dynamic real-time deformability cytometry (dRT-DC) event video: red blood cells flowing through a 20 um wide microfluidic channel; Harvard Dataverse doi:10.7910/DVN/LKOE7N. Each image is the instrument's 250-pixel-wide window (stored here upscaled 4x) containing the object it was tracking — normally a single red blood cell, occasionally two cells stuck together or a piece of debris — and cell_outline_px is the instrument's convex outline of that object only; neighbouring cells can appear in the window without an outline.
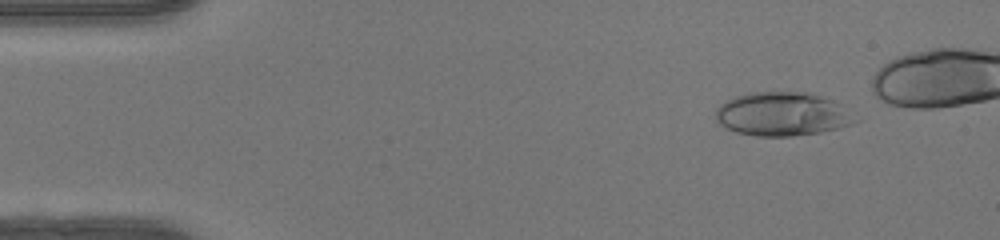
{"species": "human", "species_latin": "Homo sapiens", "temperature_condition": "warm", "stored_images_in_passage": 43, "camera_frame_rate_fps": 3000, "um_per_image_px": 0.085, "donor": {"sex": "female"}, "frame": {"image": 1, "passage_image": 5, "time_ms": 1.333, "image_size_px": [1000, 240], "cell_outline_px": [[856, 120], [852, 124], [820, 132], [792, 136], [756, 136], [736, 132], [720, 124], [716, 120], [716, 108], [724, 100], [748, 92], [808, 92], [832, 100], [840, 104]], "centroid_in_image_um": [66.43, 9.69], "position_along_channel_um": 18.6, "area_um2": 35.26}}
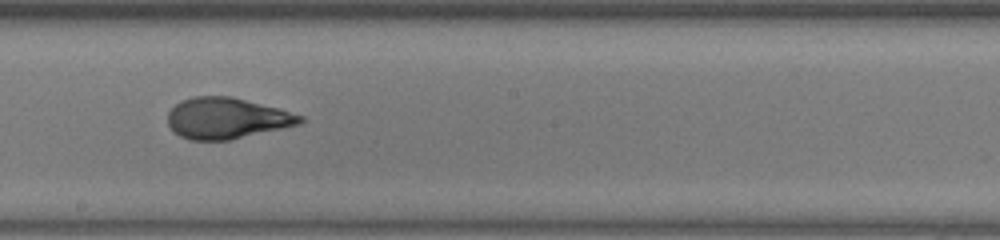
{"frame": {"image": 2, "passage_image": 27, "time_ms": 8.667, "image_size_px": [1000, 240], "cell_outline_px": [[304, 120], [300, 124], [228, 140], [188, 140], [172, 132], [168, 124], [168, 112], [180, 100], [192, 96], [232, 96], [280, 108], [304, 116]], "centroid_in_image_um": [19.25, 10.04], "position_along_channel_um": 228.9, "area_um2": 31.85}}
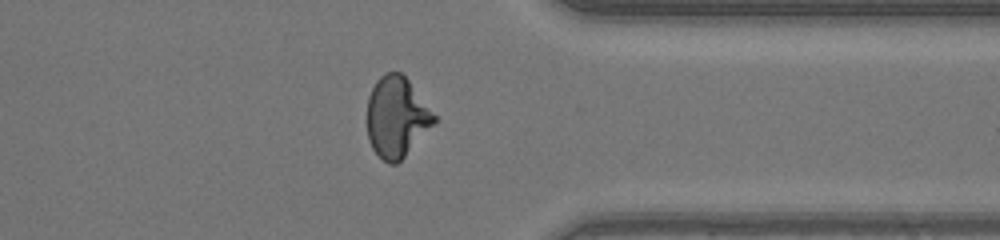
{"frame": {"image": 3, "passage_image": 38, "time_ms": 12.333, "image_size_px": [1000, 240], "cell_outline_px": [[436, 124], [396, 164], [388, 164], [372, 148], [368, 140], [368, 96], [376, 80], [384, 72], [400, 72], [408, 80], [436, 116]], "centroid_in_image_um": [33.72, 9.95], "position_along_channel_um": 377.7, "area_um2": 31.27}, "authors_computed_cell_mechanics": {"area_um2": 32.1946, "velocity_mm_per_s": 4.2427, "shape_relaxation_time_tau1_ms": 9.7244, "shape_relaxation_time_tau2_ms": null, "deformation_change_tau1": 0.3642, "deformation_change_tau2": null}}